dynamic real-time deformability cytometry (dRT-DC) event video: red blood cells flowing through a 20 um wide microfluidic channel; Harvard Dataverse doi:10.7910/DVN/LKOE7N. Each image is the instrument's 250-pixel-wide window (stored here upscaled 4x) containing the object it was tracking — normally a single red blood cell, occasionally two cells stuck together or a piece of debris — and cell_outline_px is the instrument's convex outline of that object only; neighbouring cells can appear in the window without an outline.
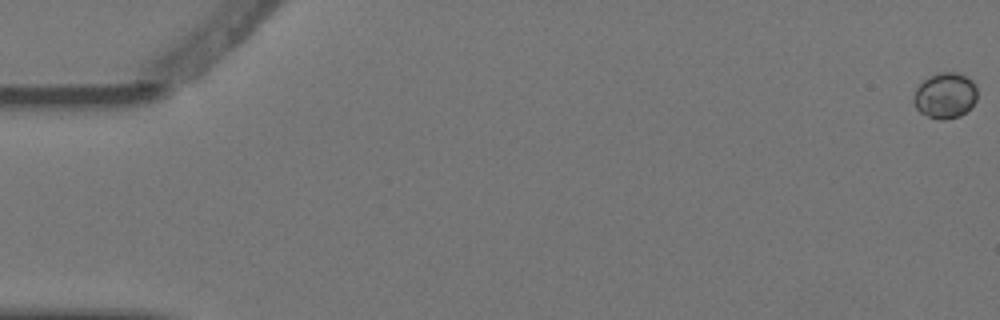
{"species": "Egyptian fruit bat (a non-hibernating species)", "species_latin": "Rousettus aegyptiacus", "temperature_condition": "warm", "stored_images_in_passage": 5, "camera_frame_rate_fps": 3000, "um_per_image_px": 0.085, "animal": {"sex": "female"}, "frame": {"image": 1, "passage_image": 1, "time_ms": 0.0, "image_size_px": [1000, 320], "cell_outline_px": [[976, 100], [960, 116], [944, 120], [940, 120], [928, 116], [920, 112], [916, 108], [912, 100], [912, 96], [916, 88], [928, 76], [936, 72], [956, 72], [972, 80], [976, 84]], "centroid_in_image_um": [80.3, 8.1], "position_along_channel_um": 4.7, "area_um2": 16.99}}
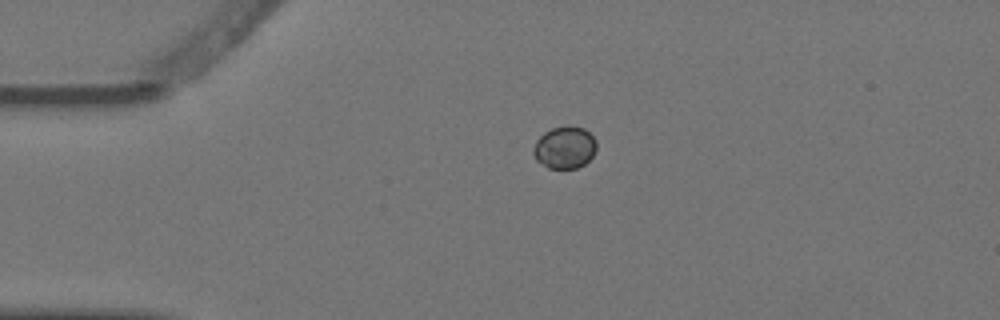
{"frame": {"image": 2, "passage_image": 4, "time_ms": 1.0, "image_size_px": [1000, 320], "cell_outline_px": [[596, 148], [592, 156], [584, 164], [576, 168], [548, 168], [536, 160], [532, 152], [532, 148], [536, 140], [544, 132], [552, 128], [568, 124], [584, 128], [596, 140]], "centroid_in_image_um": [47.97, 12.51], "position_along_channel_um": 37.0, "area_um2": 15.66}}